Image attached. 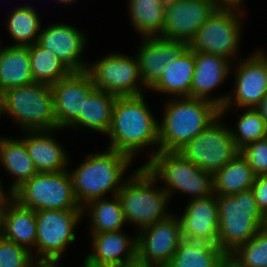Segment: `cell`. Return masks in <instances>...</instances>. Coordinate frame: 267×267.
Returning <instances> with one entry per match:
<instances>
[{"instance_id":"6da1fadb","label":"cell","mask_w":267,"mask_h":267,"mask_svg":"<svg viewBox=\"0 0 267 267\" xmlns=\"http://www.w3.org/2000/svg\"><path fill=\"white\" fill-rule=\"evenodd\" d=\"M147 105L144 94L116 97L107 133L108 149L124 153L132 160L146 147H158L148 152V160L159 151V121Z\"/></svg>"},{"instance_id":"7a4b0ae2","label":"cell","mask_w":267,"mask_h":267,"mask_svg":"<svg viewBox=\"0 0 267 267\" xmlns=\"http://www.w3.org/2000/svg\"><path fill=\"white\" fill-rule=\"evenodd\" d=\"M133 161L124 153L108 148L88 154L75 170L69 171L78 204L83 207L94 199L107 197V193L117 195Z\"/></svg>"},{"instance_id":"3957f363","label":"cell","mask_w":267,"mask_h":267,"mask_svg":"<svg viewBox=\"0 0 267 267\" xmlns=\"http://www.w3.org/2000/svg\"><path fill=\"white\" fill-rule=\"evenodd\" d=\"M159 123V151H178L220 116V107L205 99L171 97Z\"/></svg>"},{"instance_id":"277c9868","label":"cell","mask_w":267,"mask_h":267,"mask_svg":"<svg viewBox=\"0 0 267 267\" xmlns=\"http://www.w3.org/2000/svg\"><path fill=\"white\" fill-rule=\"evenodd\" d=\"M133 172L127 176L117 195L126 224H134L139 231L173 213L168 211L171 198L162 187H155L157 180L147 169L142 165Z\"/></svg>"},{"instance_id":"5b68a950","label":"cell","mask_w":267,"mask_h":267,"mask_svg":"<svg viewBox=\"0 0 267 267\" xmlns=\"http://www.w3.org/2000/svg\"><path fill=\"white\" fill-rule=\"evenodd\" d=\"M218 246L231 254L263 227L264 215L258 209L252 189L234 195L217 196Z\"/></svg>"},{"instance_id":"8992f818","label":"cell","mask_w":267,"mask_h":267,"mask_svg":"<svg viewBox=\"0 0 267 267\" xmlns=\"http://www.w3.org/2000/svg\"><path fill=\"white\" fill-rule=\"evenodd\" d=\"M143 166L161 187L174 196V191L190 195V200L214 194L213 174L184 158L177 151H158Z\"/></svg>"},{"instance_id":"52a82bcc","label":"cell","mask_w":267,"mask_h":267,"mask_svg":"<svg viewBox=\"0 0 267 267\" xmlns=\"http://www.w3.org/2000/svg\"><path fill=\"white\" fill-rule=\"evenodd\" d=\"M4 114L23 131L60 130L54 115L51 85L32 83L3 92Z\"/></svg>"},{"instance_id":"ba28073f","label":"cell","mask_w":267,"mask_h":267,"mask_svg":"<svg viewBox=\"0 0 267 267\" xmlns=\"http://www.w3.org/2000/svg\"><path fill=\"white\" fill-rule=\"evenodd\" d=\"M82 218V209L36 211L34 259L40 265H59L68 245L76 241L74 229Z\"/></svg>"},{"instance_id":"9c48e42d","label":"cell","mask_w":267,"mask_h":267,"mask_svg":"<svg viewBox=\"0 0 267 267\" xmlns=\"http://www.w3.org/2000/svg\"><path fill=\"white\" fill-rule=\"evenodd\" d=\"M246 14L236 10L217 9L199 27L188 47L192 51L219 55L233 63L239 56L242 18Z\"/></svg>"},{"instance_id":"30bf717a","label":"cell","mask_w":267,"mask_h":267,"mask_svg":"<svg viewBox=\"0 0 267 267\" xmlns=\"http://www.w3.org/2000/svg\"><path fill=\"white\" fill-rule=\"evenodd\" d=\"M14 199L35 211L82 209L73 192L69 169L38 172L14 192Z\"/></svg>"},{"instance_id":"8fae6325","label":"cell","mask_w":267,"mask_h":267,"mask_svg":"<svg viewBox=\"0 0 267 267\" xmlns=\"http://www.w3.org/2000/svg\"><path fill=\"white\" fill-rule=\"evenodd\" d=\"M220 119L221 115L177 151L213 175L240 153L230 134L229 125L226 126Z\"/></svg>"},{"instance_id":"7c38bea8","label":"cell","mask_w":267,"mask_h":267,"mask_svg":"<svg viewBox=\"0 0 267 267\" xmlns=\"http://www.w3.org/2000/svg\"><path fill=\"white\" fill-rule=\"evenodd\" d=\"M96 89L116 97L137 96L146 88L141 75L138 58L126 54L109 53L105 57L88 64L86 70Z\"/></svg>"},{"instance_id":"4fadbf2b","label":"cell","mask_w":267,"mask_h":267,"mask_svg":"<svg viewBox=\"0 0 267 267\" xmlns=\"http://www.w3.org/2000/svg\"><path fill=\"white\" fill-rule=\"evenodd\" d=\"M239 62V63H238ZM234 70V90L229 92L226 102L220 108L223 117L230 112L232 106L236 110L256 108L267 94V53L263 50L254 51L253 54L236 62Z\"/></svg>"},{"instance_id":"5bb4252c","label":"cell","mask_w":267,"mask_h":267,"mask_svg":"<svg viewBox=\"0 0 267 267\" xmlns=\"http://www.w3.org/2000/svg\"><path fill=\"white\" fill-rule=\"evenodd\" d=\"M136 234L137 261L152 267H166L182 239L176 214L142 228Z\"/></svg>"},{"instance_id":"9a60e30c","label":"cell","mask_w":267,"mask_h":267,"mask_svg":"<svg viewBox=\"0 0 267 267\" xmlns=\"http://www.w3.org/2000/svg\"><path fill=\"white\" fill-rule=\"evenodd\" d=\"M216 10L212 0H166L161 38L189 44Z\"/></svg>"},{"instance_id":"2e32d148","label":"cell","mask_w":267,"mask_h":267,"mask_svg":"<svg viewBox=\"0 0 267 267\" xmlns=\"http://www.w3.org/2000/svg\"><path fill=\"white\" fill-rule=\"evenodd\" d=\"M94 88L87 71L71 72L51 85L58 129H69L82 112L83 101Z\"/></svg>"},{"instance_id":"e0dca14e","label":"cell","mask_w":267,"mask_h":267,"mask_svg":"<svg viewBox=\"0 0 267 267\" xmlns=\"http://www.w3.org/2000/svg\"><path fill=\"white\" fill-rule=\"evenodd\" d=\"M87 38L78 28L61 22L41 28L37 43L50 50L72 72H77L86 71L88 67L81 57Z\"/></svg>"},{"instance_id":"ac0fdd59","label":"cell","mask_w":267,"mask_h":267,"mask_svg":"<svg viewBox=\"0 0 267 267\" xmlns=\"http://www.w3.org/2000/svg\"><path fill=\"white\" fill-rule=\"evenodd\" d=\"M123 230L91 233V251L84 260L94 267H122L137 261V234Z\"/></svg>"},{"instance_id":"d6986e66","label":"cell","mask_w":267,"mask_h":267,"mask_svg":"<svg viewBox=\"0 0 267 267\" xmlns=\"http://www.w3.org/2000/svg\"><path fill=\"white\" fill-rule=\"evenodd\" d=\"M177 217L182 238L218 246L219 218L215 194L189 200L182 215Z\"/></svg>"},{"instance_id":"ffe728a7","label":"cell","mask_w":267,"mask_h":267,"mask_svg":"<svg viewBox=\"0 0 267 267\" xmlns=\"http://www.w3.org/2000/svg\"><path fill=\"white\" fill-rule=\"evenodd\" d=\"M232 62L224 57L214 54L195 51V69L191 84L190 97L200 98L215 103L220 108L224 106L228 94L209 96L214 90L228 79Z\"/></svg>"},{"instance_id":"44dd1931","label":"cell","mask_w":267,"mask_h":267,"mask_svg":"<svg viewBox=\"0 0 267 267\" xmlns=\"http://www.w3.org/2000/svg\"><path fill=\"white\" fill-rule=\"evenodd\" d=\"M143 39L135 55L138 58L142 81L146 90H149L163 75L164 68L176 59L188 44L161 37Z\"/></svg>"},{"instance_id":"7402d4cb","label":"cell","mask_w":267,"mask_h":267,"mask_svg":"<svg viewBox=\"0 0 267 267\" xmlns=\"http://www.w3.org/2000/svg\"><path fill=\"white\" fill-rule=\"evenodd\" d=\"M21 139L26 144L37 172H61L68 170L69 156L56 140L54 130L23 131ZM53 133V134H51Z\"/></svg>"},{"instance_id":"603a6c76","label":"cell","mask_w":267,"mask_h":267,"mask_svg":"<svg viewBox=\"0 0 267 267\" xmlns=\"http://www.w3.org/2000/svg\"><path fill=\"white\" fill-rule=\"evenodd\" d=\"M1 235L26 248L34 257L37 237L36 211L22 206L13 198L5 211Z\"/></svg>"},{"instance_id":"cb8c5ba5","label":"cell","mask_w":267,"mask_h":267,"mask_svg":"<svg viewBox=\"0 0 267 267\" xmlns=\"http://www.w3.org/2000/svg\"><path fill=\"white\" fill-rule=\"evenodd\" d=\"M194 69L195 51L187 47L164 68L163 75L149 90L173 97H190Z\"/></svg>"},{"instance_id":"d4e9b609","label":"cell","mask_w":267,"mask_h":267,"mask_svg":"<svg viewBox=\"0 0 267 267\" xmlns=\"http://www.w3.org/2000/svg\"><path fill=\"white\" fill-rule=\"evenodd\" d=\"M116 96L94 88L83 101L82 112L69 126L90 129L107 135L112 121V111ZM85 127V128H84Z\"/></svg>"},{"instance_id":"484cf974","label":"cell","mask_w":267,"mask_h":267,"mask_svg":"<svg viewBox=\"0 0 267 267\" xmlns=\"http://www.w3.org/2000/svg\"><path fill=\"white\" fill-rule=\"evenodd\" d=\"M0 163L14 178L9 188L12 193L38 173L21 138H0Z\"/></svg>"},{"instance_id":"4316f807","label":"cell","mask_w":267,"mask_h":267,"mask_svg":"<svg viewBox=\"0 0 267 267\" xmlns=\"http://www.w3.org/2000/svg\"><path fill=\"white\" fill-rule=\"evenodd\" d=\"M34 83L29 46L0 47V89L2 92Z\"/></svg>"},{"instance_id":"83f0119b","label":"cell","mask_w":267,"mask_h":267,"mask_svg":"<svg viewBox=\"0 0 267 267\" xmlns=\"http://www.w3.org/2000/svg\"><path fill=\"white\" fill-rule=\"evenodd\" d=\"M255 174L241 153L213 175L214 194L234 195L252 188Z\"/></svg>"},{"instance_id":"f1b7e54d","label":"cell","mask_w":267,"mask_h":267,"mask_svg":"<svg viewBox=\"0 0 267 267\" xmlns=\"http://www.w3.org/2000/svg\"><path fill=\"white\" fill-rule=\"evenodd\" d=\"M224 256L217 245L182 238L166 267H219Z\"/></svg>"},{"instance_id":"f546056e","label":"cell","mask_w":267,"mask_h":267,"mask_svg":"<svg viewBox=\"0 0 267 267\" xmlns=\"http://www.w3.org/2000/svg\"><path fill=\"white\" fill-rule=\"evenodd\" d=\"M82 211L83 215L90 217L89 233L118 231L126 224L118 195H114L112 199L109 197L94 199L83 206Z\"/></svg>"},{"instance_id":"4dcf8cb0","label":"cell","mask_w":267,"mask_h":267,"mask_svg":"<svg viewBox=\"0 0 267 267\" xmlns=\"http://www.w3.org/2000/svg\"><path fill=\"white\" fill-rule=\"evenodd\" d=\"M166 0H128L129 19L140 36L161 37Z\"/></svg>"},{"instance_id":"1f68e13d","label":"cell","mask_w":267,"mask_h":267,"mask_svg":"<svg viewBox=\"0 0 267 267\" xmlns=\"http://www.w3.org/2000/svg\"><path fill=\"white\" fill-rule=\"evenodd\" d=\"M10 12L6 29L14 40L12 46H29L36 43L41 31V19L35 8L26 4Z\"/></svg>"},{"instance_id":"d6a6232c","label":"cell","mask_w":267,"mask_h":267,"mask_svg":"<svg viewBox=\"0 0 267 267\" xmlns=\"http://www.w3.org/2000/svg\"><path fill=\"white\" fill-rule=\"evenodd\" d=\"M30 66L36 83L53 85L67 77L72 71L50 50L37 42L29 45Z\"/></svg>"},{"instance_id":"836d02e7","label":"cell","mask_w":267,"mask_h":267,"mask_svg":"<svg viewBox=\"0 0 267 267\" xmlns=\"http://www.w3.org/2000/svg\"><path fill=\"white\" fill-rule=\"evenodd\" d=\"M242 115H237L238 120L234 129L230 128V134L240 150L247 144L267 137V127L256 108H245Z\"/></svg>"},{"instance_id":"e575fe53","label":"cell","mask_w":267,"mask_h":267,"mask_svg":"<svg viewBox=\"0 0 267 267\" xmlns=\"http://www.w3.org/2000/svg\"><path fill=\"white\" fill-rule=\"evenodd\" d=\"M230 255L244 267H267V230L261 227Z\"/></svg>"},{"instance_id":"d590c367","label":"cell","mask_w":267,"mask_h":267,"mask_svg":"<svg viewBox=\"0 0 267 267\" xmlns=\"http://www.w3.org/2000/svg\"><path fill=\"white\" fill-rule=\"evenodd\" d=\"M40 264L26 248L0 234V267H38Z\"/></svg>"},{"instance_id":"8d00e7d4","label":"cell","mask_w":267,"mask_h":267,"mask_svg":"<svg viewBox=\"0 0 267 267\" xmlns=\"http://www.w3.org/2000/svg\"><path fill=\"white\" fill-rule=\"evenodd\" d=\"M255 176L267 175V137L247 144L240 149Z\"/></svg>"},{"instance_id":"74e56055","label":"cell","mask_w":267,"mask_h":267,"mask_svg":"<svg viewBox=\"0 0 267 267\" xmlns=\"http://www.w3.org/2000/svg\"><path fill=\"white\" fill-rule=\"evenodd\" d=\"M251 189L254 192L258 209L264 215L267 212V175L256 176Z\"/></svg>"},{"instance_id":"f35d334b","label":"cell","mask_w":267,"mask_h":267,"mask_svg":"<svg viewBox=\"0 0 267 267\" xmlns=\"http://www.w3.org/2000/svg\"><path fill=\"white\" fill-rule=\"evenodd\" d=\"M217 9L236 10L246 13L243 8L244 0H214Z\"/></svg>"},{"instance_id":"ab89813d","label":"cell","mask_w":267,"mask_h":267,"mask_svg":"<svg viewBox=\"0 0 267 267\" xmlns=\"http://www.w3.org/2000/svg\"><path fill=\"white\" fill-rule=\"evenodd\" d=\"M13 198L14 194H0V234L3 230L6 208Z\"/></svg>"},{"instance_id":"60d3db41","label":"cell","mask_w":267,"mask_h":267,"mask_svg":"<svg viewBox=\"0 0 267 267\" xmlns=\"http://www.w3.org/2000/svg\"><path fill=\"white\" fill-rule=\"evenodd\" d=\"M219 267H244L230 254H225L219 263Z\"/></svg>"},{"instance_id":"b9f144b4","label":"cell","mask_w":267,"mask_h":267,"mask_svg":"<svg viewBox=\"0 0 267 267\" xmlns=\"http://www.w3.org/2000/svg\"><path fill=\"white\" fill-rule=\"evenodd\" d=\"M259 111L261 117L264 120V123L267 127V94L266 96L260 101L259 105L256 107Z\"/></svg>"},{"instance_id":"7bdbcfd3","label":"cell","mask_w":267,"mask_h":267,"mask_svg":"<svg viewBox=\"0 0 267 267\" xmlns=\"http://www.w3.org/2000/svg\"><path fill=\"white\" fill-rule=\"evenodd\" d=\"M122 267H152V266L135 261L133 263L127 264V265L122 266Z\"/></svg>"},{"instance_id":"ee69618b","label":"cell","mask_w":267,"mask_h":267,"mask_svg":"<svg viewBox=\"0 0 267 267\" xmlns=\"http://www.w3.org/2000/svg\"><path fill=\"white\" fill-rule=\"evenodd\" d=\"M4 115V107H3V96H0V118Z\"/></svg>"},{"instance_id":"f6af8a7d","label":"cell","mask_w":267,"mask_h":267,"mask_svg":"<svg viewBox=\"0 0 267 267\" xmlns=\"http://www.w3.org/2000/svg\"><path fill=\"white\" fill-rule=\"evenodd\" d=\"M6 191L4 190V188H3V186H2V182H1V179H0V194H14V193H12L11 191H8V192H6Z\"/></svg>"},{"instance_id":"bcb514c9","label":"cell","mask_w":267,"mask_h":267,"mask_svg":"<svg viewBox=\"0 0 267 267\" xmlns=\"http://www.w3.org/2000/svg\"><path fill=\"white\" fill-rule=\"evenodd\" d=\"M56 1H58V3L60 2V3H64V4H71V3H73V2H75L76 0H56Z\"/></svg>"},{"instance_id":"7dc6e473","label":"cell","mask_w":267,"mask_h":267,"mask_svg":"<svg viewBox=\"0 0 267 267\" xmlns=\"http://www.w3.org/2000/svg\"><path fill=\"white\" fill-rule=\"evenodd\" d=\"M263 228H265L267 230V212L264 214V224H263Z\"/></svg>"},{"instance_id":"c3c4849f","label":"cell","mask_w":267,"mask_h":267,"mask_svg":"<svg viewBox=\"0 0 267 267\" xmlns=\"http://www.w3.org/2000/svg\"><path fill=\"white\" fill-rule=\"evenodd\" d=\"M83 267H94V266H91L89 265L85 260H83Z\"/></svg>"},{"instance_id":"681fc988","label":"cell","mask_w":267,"mask_h":267,"mask_svg":"<svg viewBox=\"0 0 267 267\" xmlns=\"http://www.w3.org/2000/svg\"><path fill=\"white\" fill-rule=\"evenodd\" d=\"M59 265H40V267H58Z\"/></svg>"},{"instance_id":"f907efd6","label":"cell","mask_w":267,"mask_h":267,"mask_svg":"<svg viewBox=\"0 0 267 267\" xmlns=\"http://www.w3.org/2000/svg\"><path fill=\"white\" fill-rule=\"evenodd\" d=\"M0 96H3V92H2V90L0 89Z\"/></svg>"}]
</instances>
